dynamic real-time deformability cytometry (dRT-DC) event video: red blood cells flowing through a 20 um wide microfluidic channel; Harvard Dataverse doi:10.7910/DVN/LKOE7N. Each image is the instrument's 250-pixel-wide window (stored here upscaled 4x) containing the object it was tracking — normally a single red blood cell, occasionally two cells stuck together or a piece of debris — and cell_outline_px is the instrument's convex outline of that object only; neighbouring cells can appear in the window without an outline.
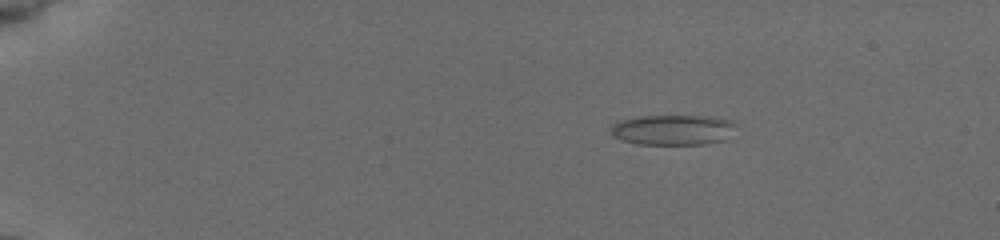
{"species": "common noctule bat (a hibernating species)", "species_latin": "Nyctalus noctula", "temperature_condition": "cold", "stored_images_in_passage": 47, "camera_frame_rate_fps": 3000, "um_per_image_px": 0.085, "animal": {"sex": "female", "body_mass_g": 19.5, "forearm_length_mm": 54.1}, "frame": {"image": 1, "passage_image": 2, "time_ms": 0.333, "image_size_px": [1000, 240], "cell_outline_px": [[740, 124], [724, 140], [704, 144], [636, 144], [620, 140], [612, 136], [608, 128], [612, 124], [624, 120], [640, 116], [720, 116], [736, 120]], "centroid_in_image_um": [57.26, 11.02], "position_along_channel_um": 27.7, "area_um2": 22.66}}
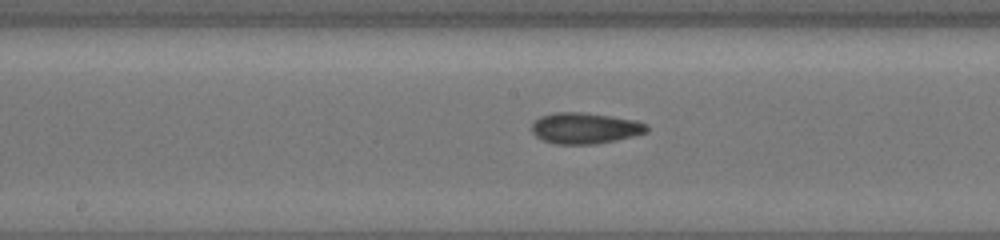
{"frame": {"image": 2, "passage_image": 23, "time_ms": 7.333, "image_size_px": [1000, 240], "cell_outline_px": [[648, 132], [616, 140], [596, 144], [556, 144], [544, 140], [536, 136], [532, 132], [532, 124], [540, 116], [556, 112], [580, 112], [636, 120], [644, 124], [648, 128]], "centroid_in_image_um": [49.71, 10.9], "position_along_channel_um": 198.5, "area_um2": 20.58}}
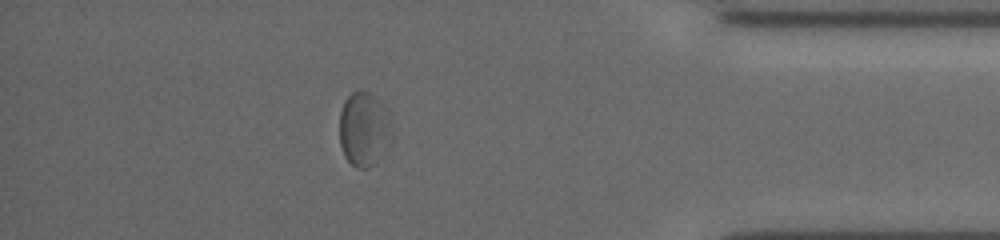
{"frame": {"image": 3, "passage_image": 41, "time_ms": 13.333, "image_size_px": [1000, 240], "cell_outline_px": [[392, 140], [380, 156], [368, 168], [356, 168], [344, 156], [340, 144], [340, 112], [344, 100], [352, 92], [368, 92], [376, 96], [388, 112], [392, 132]], "centroid_in_image_um": [30.94, 10.97], "position_along_channel_um": 404.3, "area_um2": 22.6}, "authors_computed_cell_mechanics": {"area_um2": 20.4612, "velocity_mm_per_s": 3.8891, "shape_relaxation_time_tau1_ms": 4.2369, "shape_relaxation_time_tau2_ms": 5.7836, "deformation_change_tau1": 0.0854, "deformation_change_tau2": 0.0901}}